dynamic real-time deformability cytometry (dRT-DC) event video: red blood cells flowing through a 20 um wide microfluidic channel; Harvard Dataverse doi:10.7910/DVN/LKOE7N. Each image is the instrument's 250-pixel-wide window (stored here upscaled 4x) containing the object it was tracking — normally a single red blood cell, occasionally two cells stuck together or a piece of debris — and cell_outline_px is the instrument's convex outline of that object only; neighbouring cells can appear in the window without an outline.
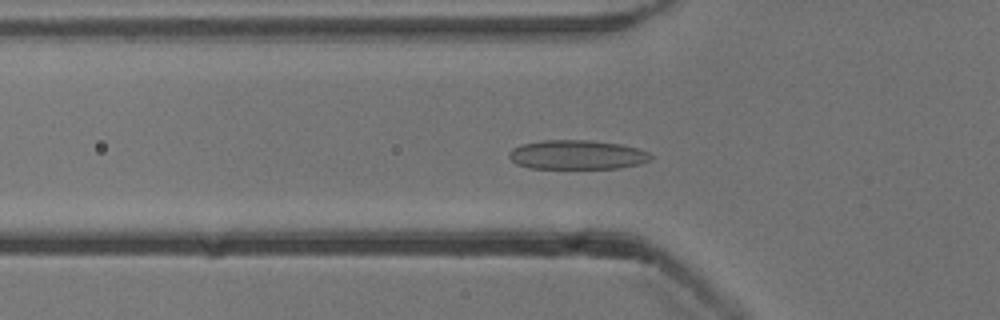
{"species": "common noctule bat (a hibernating species)", "species_latin": "Nyctalus noctula", "temperature_condition": "cold", "stored_images_in_passage": 52, "camera_frame_rate_fps": 3000, "um_per_image_px": 0.085, "animal": {"sex": "male", "body_mass_g": 13.3}, "frame": {"image": 1, "passage_image": 17, "time_ms": 5.333, "image_size_px": [1000, 320], "cell_outline_px": [[652, 160], [640, 164], [620, 168], [528, 168], [516, 164], [508, 156], [508, 152], [512, 148], [520, 144], [544, 140], [588, 140], [620, 144], [636, 148], [648, 152], [652, 156]], "centroid_in_image_um": [49.03, 13.16], "position_along_channel_um": 76.8, "area_um2": 24.28}}
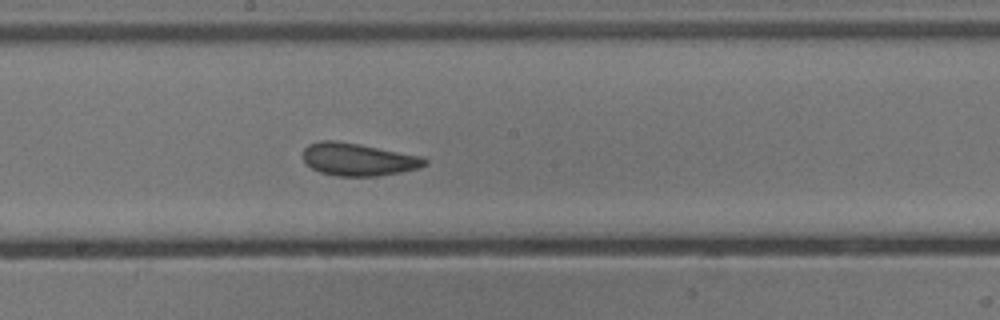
{"frame": {"image": 2, "passage_image": 28, "time_ms": 9.0, "image_size_px": [1000, 320], "cell_outline_px": [[428, 164], [420, 168], [400, 172], [376, 176], [336, 176], [320, 172], [312, 168], [304, 160], [304, 148], [308, 144], [320, 140], [332, 140], [360, 144], [424, 156], [428, 160]], "centroid_in_image_um": [30.49, 13.54], "position_along_channel_um": 217.7, "area_um2": 23.29}}
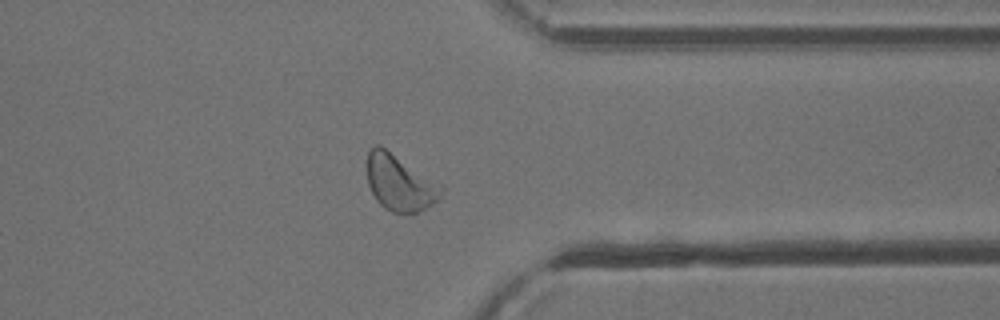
{"frame": {"image": 3, "passage_image": 41, "time_ms": 13.333, "image_size_px": [1000, 320], "cell_outline_px": [[444, 188], [440, 196], [432, 204], [416, 212], [392, 212], [384, 208], [376, 200], [368, 184], [368, 152], [376, 144], [380, 144], [444, 184]], "centroid_in_image_um": [34.01, 15.5], "position_along_channel_um": 377.4, "area_um2": 24.39}, "authors_computed_cell_mechanics": {"area_um2": 24.1026, "velocity_mm_per_s": 3.8242, "shape_relaxation_time_tau1_ms": 3.3329, "shape_relaxation_time_tau2_ms": 1.5041, "deformation_change_tau1": 0.093, "deformation_change_tau2": 0.0674}}